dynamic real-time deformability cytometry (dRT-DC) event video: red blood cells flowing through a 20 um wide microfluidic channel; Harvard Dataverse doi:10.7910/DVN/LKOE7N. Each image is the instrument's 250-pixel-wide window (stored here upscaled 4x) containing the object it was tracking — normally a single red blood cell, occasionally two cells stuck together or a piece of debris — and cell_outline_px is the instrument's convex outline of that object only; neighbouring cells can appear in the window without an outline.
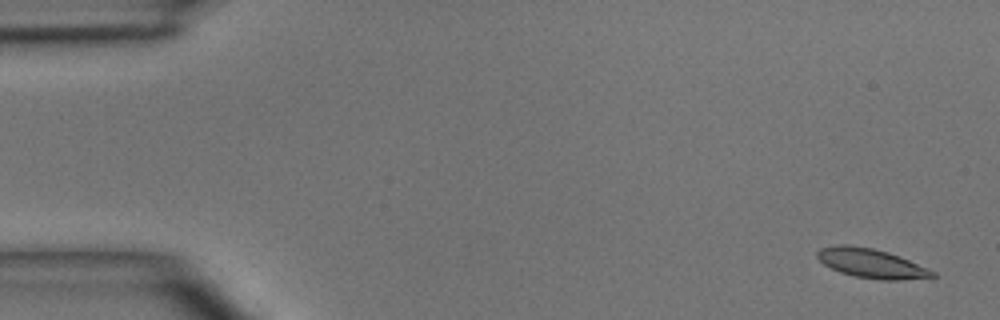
{"species": "common noctule bat (a hibernating species)", "species_latin": "Nyctalus noctula", "temperature_condition": "room temperature", "stored_images_in_passage": 7, "camera_frame_rate_fps": 3000, "um_per_image_px": 0.085, "animal": {"sex": "male", "body_mass_g": 15.6}, "frame": {"image": 1, "passage_image": 1, "time_ms": 0.0, "image_size_px": [1000, 320], "cell_outline_px": [[936, 276], [900, 280], [880, 280], [856, 276], [840, 272], [824, 264], [816, 256], [816, 252], [820, 248], [836, 244], [848, 244], [872, 248], [888, 252], [900, 256], [928, 268], [936, 272]], "centroid_in_image_um": [74.05, 22.37], "position_along_channel_um": 11.0, "area_um2": 19.65}}
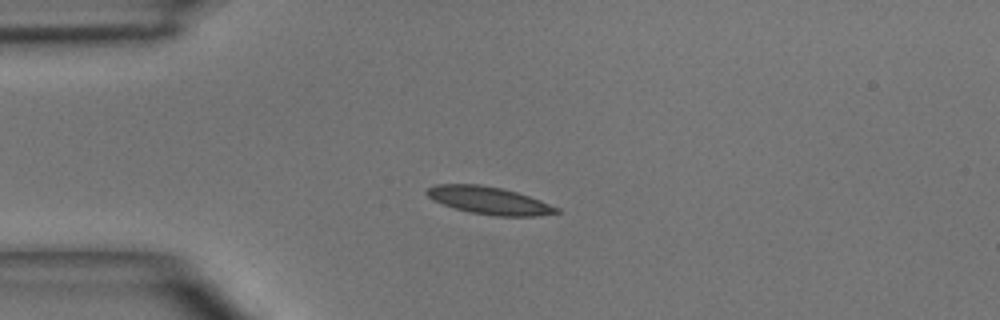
{"frame": {"image": 2, "passage_image": 4, "time_ms": 3.333, "image_size_px": [1000, 320], "cell_outline_px": [[560, 212], [540, 216], [496, 216], [472, 212], [456, 208], [432, 200], [424, 192], [428, 188], [436, 184], [480, 184], [500, 188], [516, 192], [540, 200], [560, 208]], "centroid_in_image_um": [41.58, 17.04], "position_along_channel_um": 43.4, "area_um2": 20.63}}
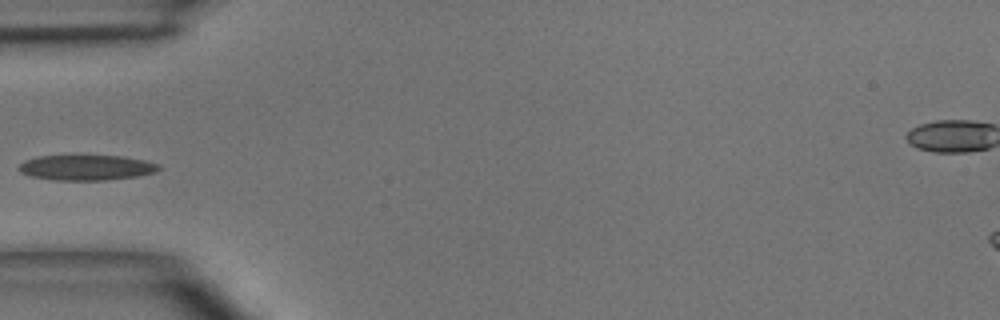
{"frame": {"image": 3, "passage_image": 5, "time_ms": 4.667, "image_size_px": [1000, 320], "cell_outline_px": [[160, 168], [156, 172], [136, 176], [108, 180], [56, 180], [28, 176], [20, 172], [16, 168], [24, 160], [36, 156], [124, 156], [144, 160], [160, 164]], "centroid_in_image_um": [7.31, 14.24], "position_along_channel_um": 77.7, "area_um2": 20.75}}